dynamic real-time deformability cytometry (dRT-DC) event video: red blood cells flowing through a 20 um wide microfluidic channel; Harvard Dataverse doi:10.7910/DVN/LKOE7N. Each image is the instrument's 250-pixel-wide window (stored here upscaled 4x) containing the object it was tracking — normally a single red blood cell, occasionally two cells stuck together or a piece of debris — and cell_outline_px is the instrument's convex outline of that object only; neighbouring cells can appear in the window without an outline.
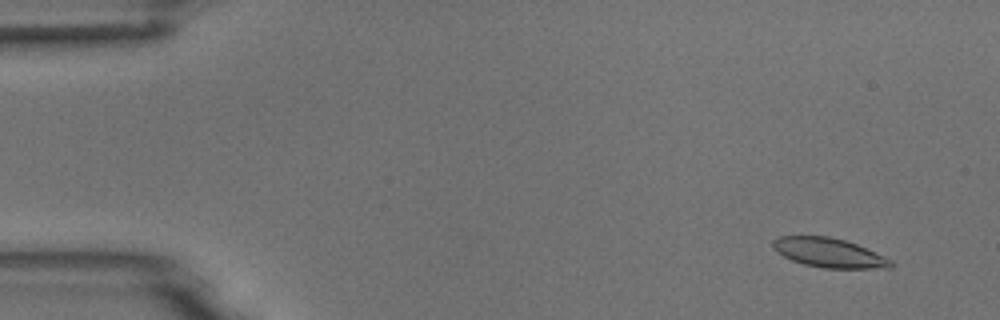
{"species": "common noctule bat (a hibernating species)", "species_latin": "Nyctalus noctula", "temperature_condition": "room temperature", "stored_images_in_passage": 54, "camera_frame_rate_fps": 3000, "um_per_image_px": 0.085, "animal": {"sex": "male", "body_mass_g": 18.8}, "frame": {"image": 1, "passage_image": 4, "time_ms": 1.0, "image_size_px": [1000, 320], "cell_outline_px": [[896, 264], [892, 268], [824, 268], [804, 264], [792, 260], [776, 252], [772, 248], [772, 240], [780, 236], [828, 236], [844, 240], [856, 244], [892, 260]], "centroid_in_image_um": [70.46, 21.49], "position_along_channel_um": 14.5, "area_um2": 20.11}}
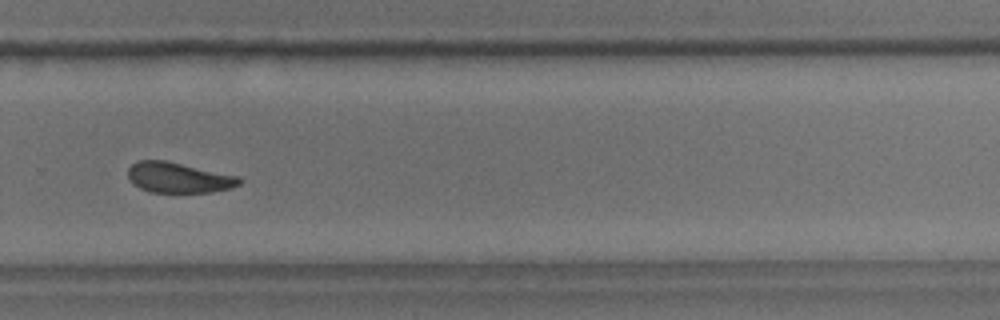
{"frame": {"image": 2, "passage_image": 37, "time_ms": 12.0, "image_size_px": [1000, 320], "cell_outline_px": [[244, 180], [240, 184], [228, 188], [212, 192], [152, 192], [140, 188], [132, 184], [128, 176], [128, 168], [136, 160], [164, 160], [240, 176]], "centroid_in_image_um": [15.17, 15.09], "position_along_channel_um": 314.6, "area_um2": 19.77}}
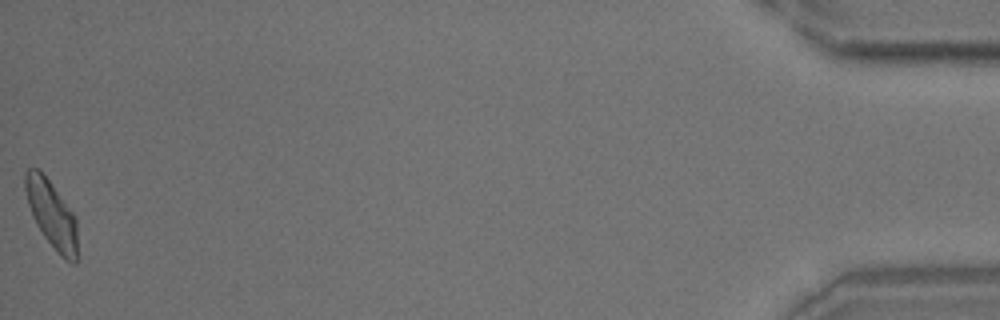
{"frame": {"image": 3, "passage_image": 54, "time_ms": 17.667, "image_size_px": [1000, 320], "cell_outline_px": [[76, 264], [72, 264], [64, 260], [60, 256], [44, 236], [36, 224], [32, 216], [28, 204], [24, 188], [24, 172], [28, 168], [36, 168], [52, 184], [76, 216]], "centroid_in_image_um": [4.37, 18.22], "position_along_channel_um": 430.8, "area_um2": 20.4}, "authors_computed_cell_mechanics": {"area_um2": 20.5768, "velocity_mm_per_s": 3.7521, "shape_relaxation_time_tau1_ms": 4.6526, "shape_relaxation_time_tau2_ms": 2.6125, "deformation_change_tau1": 0.1114, "deformation_change_tau2": 0.0853}}